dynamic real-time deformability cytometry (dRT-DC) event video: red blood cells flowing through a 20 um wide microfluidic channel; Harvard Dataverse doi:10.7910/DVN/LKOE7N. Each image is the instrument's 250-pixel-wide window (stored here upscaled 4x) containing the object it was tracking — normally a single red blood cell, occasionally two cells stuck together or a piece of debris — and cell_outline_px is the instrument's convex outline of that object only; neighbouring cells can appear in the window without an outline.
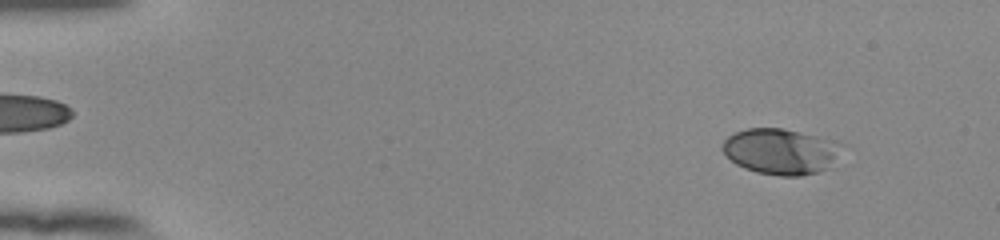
{"species": "human", "species_latin": "Homo sapiens", "temperature_condition": "room temperature", "stored_images_in_passage": 14, "camera_frame_rate_fps": 3000, "um_per_image_px": 0.085, "donor": {"sex": "female"}, "frame": {"image": 1, "passage_image": 6, "time_ms": 1.667, "image_size_px": [1000, 240], "cell_outline_px": [[848, 144], [828, 168], [820, 172], [800, 176], [780, 176], [756, 172], [744, 168], [736, 164], [720, 148], [724, 140], [728, 136], [736, 132], [748, 128], [780, 128], [816, 136]], "centroid_in_image_um": [66.4, 12.88], "position_along_channel_um": 18.6, "area_um2": 32.02}}